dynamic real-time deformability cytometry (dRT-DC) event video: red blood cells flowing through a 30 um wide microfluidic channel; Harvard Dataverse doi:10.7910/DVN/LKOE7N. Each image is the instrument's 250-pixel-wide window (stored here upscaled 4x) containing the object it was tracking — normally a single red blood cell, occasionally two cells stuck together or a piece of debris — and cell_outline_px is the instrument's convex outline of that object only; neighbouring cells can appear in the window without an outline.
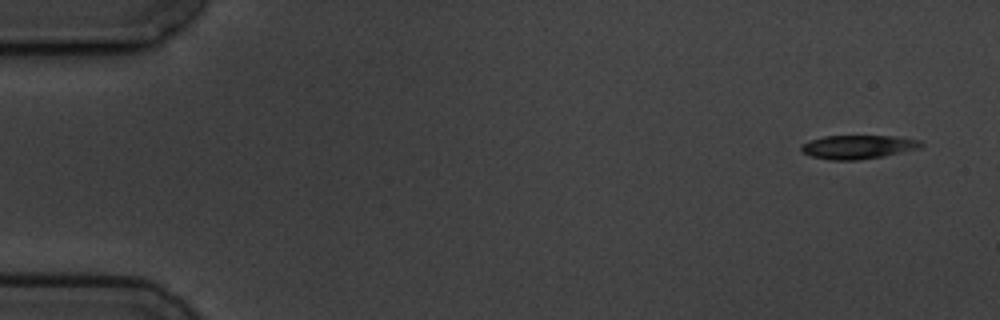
{"species": "common noctule bat (a hibernating species)", "species_latin": "Nyctalus noctula", "temperature_condition": "cold", "stored_images_in_passage": 4, "camera_frame_rate_fps": 3000, "um_per_image_px": 0.085, "animal": {"sex": "male", "body_mass_g": 19.5, "forearm_length_mm": 54.6}, "frame": {"image": 1, "passage_image": 1, "time_ms": 0.0, "image_size_px": [1000, 320], "cell_outline_px": [[924, 144], [920, 148], [884, 156], [860, 160], [828, 160], [812, 156], [800, 152], [800, 148], [804, 144], [812, 140], [824, 136], [892, 136], [920, 140]], "centroid_in_image_um": [72.94, 12.5], "position_along_channel_um": 12.1, "area_um2": 16.53}}
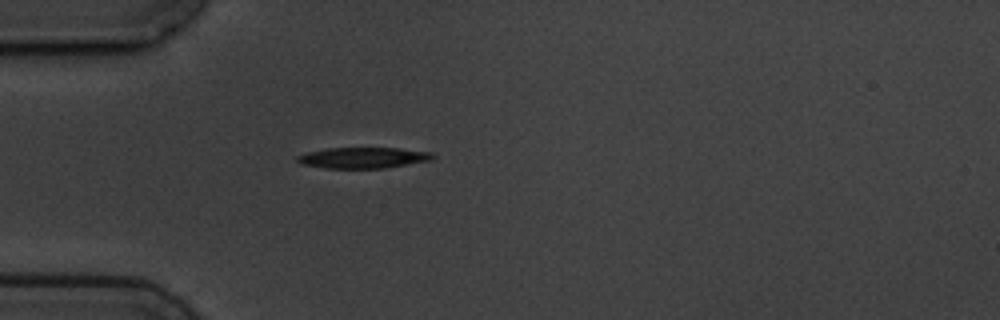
{"frame": {"image": 2, "passage_image": 4, "time_ms": 4.333, "image_size_px": [1000, 320], "cell_outline_px": [[436, 156], [432, 160], [384, 168], [324, 168], [300, 164], [296, 160], [296, 156], [308, 152], [328, 148], [400, 148], [432, 152]], "centroid_in_image_um": [30.87, 13.41], "position_along_channel_um": 54.1, "area_um2": 16.59}}